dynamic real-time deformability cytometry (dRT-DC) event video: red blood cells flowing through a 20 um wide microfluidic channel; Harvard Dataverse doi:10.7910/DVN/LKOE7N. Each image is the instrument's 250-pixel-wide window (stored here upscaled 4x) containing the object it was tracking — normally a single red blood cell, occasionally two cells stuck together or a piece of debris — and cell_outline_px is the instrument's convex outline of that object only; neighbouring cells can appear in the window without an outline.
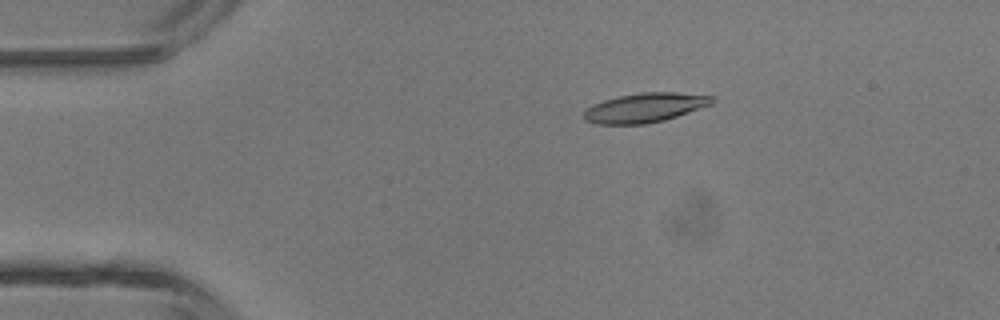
{"species": "common noctule bat (a hibernating species)", "species_latin": "Nyctalus noctula", "temperature_condition": "room temperature", "stored_images_in_passage": 3, "camera_frame_rate_fps": 3000, "um_per_image_px": 0.085, "animal": {"sex": "male", "body_mass_g": 13.3}, "frame": {"image": 1, "passage_image": 2, "time_ms": 1.0, "image_size_px": [1000, 320], "cell_outline_px": [[716, 100], [712, 104], [664, 120], [644, 124], [596, 124], [584, 120], [584, 108], [592, 104], [604, 100], [620, 96], [640, 92], [676, 92], [712, 96]], "centroid_in_image_um": [54.78, 9.15], "position_along_channel_um": 30.2, "area_um2": 21.91}}